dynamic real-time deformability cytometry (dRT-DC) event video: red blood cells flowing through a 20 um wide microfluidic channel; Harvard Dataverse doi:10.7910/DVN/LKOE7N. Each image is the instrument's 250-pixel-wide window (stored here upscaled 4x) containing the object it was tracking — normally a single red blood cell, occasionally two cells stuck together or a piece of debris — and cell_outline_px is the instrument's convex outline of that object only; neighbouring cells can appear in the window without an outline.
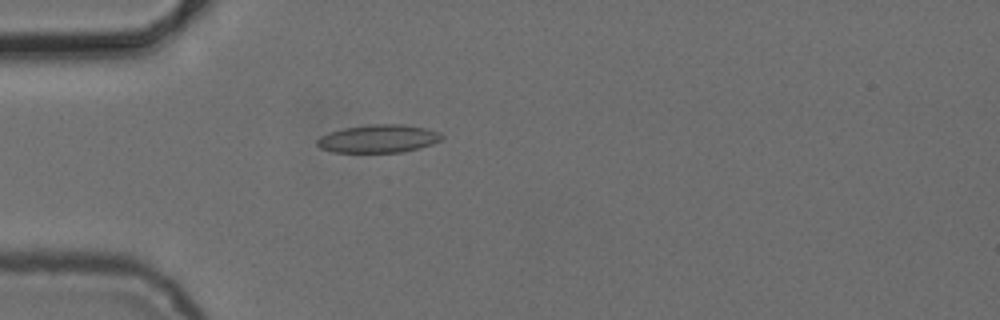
{"species": "common noctule bat (a hibernating species)", "species_latin": "Nyctalus noctula", "temperature_condition": "cold", "stored_images_in_passage": 1, "camera_frame_rate_fps": 3000, "um_per_image_px": 0.085, "animal": {"sex": "female", "body_mass_g": 24.6, "forearm_length_mm": 56.2}, "frame": {"image": 1, "passage_image": 1, "time_ms": 0.0, "image_size_px": [1000, 320], "cell_outline_px": [[444, 136], [440, 140], [432, 144], [404, 152], [332, 152], [320, 148], [316, 144], [316, 140], [320, 136], [328, 132], [344, 128], [372, 124], [404, 124], [424, 128], [440, 132]], "centroid_in_image_um": [32.14, 11.79], "position_along_channel_um": 52.9, "area_um2": 20.4}}